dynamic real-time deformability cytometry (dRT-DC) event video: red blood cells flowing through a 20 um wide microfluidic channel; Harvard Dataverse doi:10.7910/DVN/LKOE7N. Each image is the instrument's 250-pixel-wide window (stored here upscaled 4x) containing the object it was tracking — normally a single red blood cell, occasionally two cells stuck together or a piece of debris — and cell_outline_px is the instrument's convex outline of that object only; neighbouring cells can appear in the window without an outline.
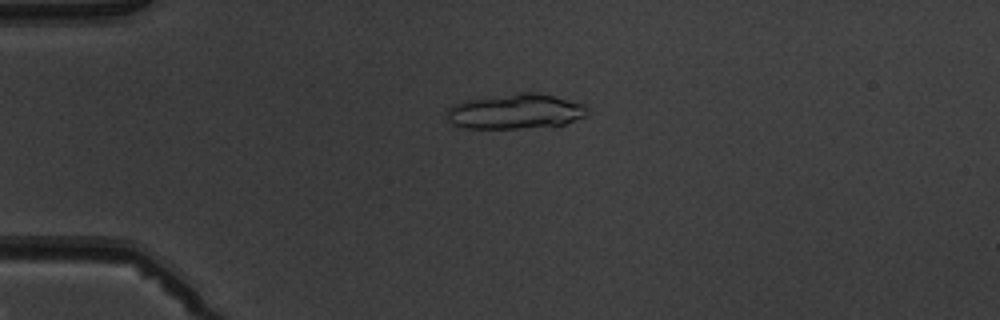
{"species": "common noctule bat (a hibernating species)", "species_latin": "Nyctalus noctula", "temperature_condition": "warm", "stored_images_in_passage": 3, "camera_frame_rate_fps": 3000, "um_per_image_px": 0.085, "animal": {"sex": "male", "body_mass_g": 19.5, "forearm_length_mm": 54.6}, "frame": {"image": 1, "passage_image": 2, "time_ms": 1.333, "image_size_px": [1000, 320], "cell_outline_px": [[588, 116], [556, 128], [464, 128], [452, 124], [448, 120], [444, 112], [452, 104], [468, 100], [516, 92], [536, 92], [584, 104], [588, 108]], "centroid_in_image_um": [43.85, 9.49], "position_along_channel_um": 41.1, "area_um2": 29.42}}